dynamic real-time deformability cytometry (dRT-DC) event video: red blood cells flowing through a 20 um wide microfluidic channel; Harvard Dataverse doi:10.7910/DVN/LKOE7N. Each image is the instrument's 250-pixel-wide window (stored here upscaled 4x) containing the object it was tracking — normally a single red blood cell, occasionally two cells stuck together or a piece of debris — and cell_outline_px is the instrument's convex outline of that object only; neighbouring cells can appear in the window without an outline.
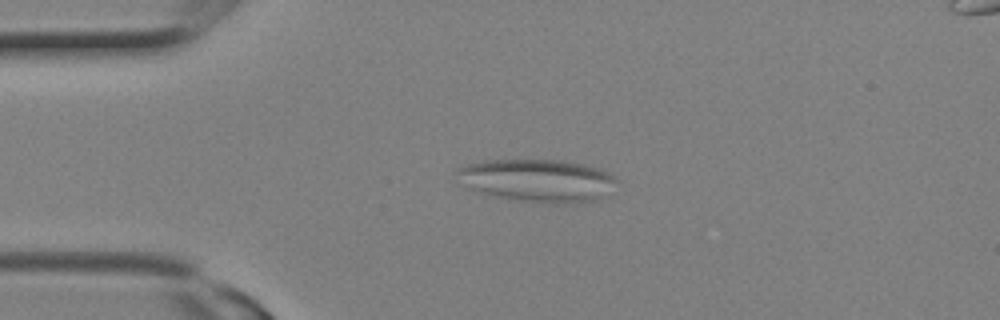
{"species": "Egyptian fruit bat (a non-hibernating species)", "species_latin": "Rousettus aegyptiacus", "temperature_condition": "room temperature", "stored_images_in_passage": 20, "camera_frame_rate_fps": 3000, "um_per_image_px": 0.085, "animal": {"sex": "female"}, "frame": {"image": 1, "passage_image": 1, "time_ms": 0.0, "image_size_px": [1000, 320], "cell_outline_px": [[620, 180], [600, 200], [556, 204], [552, 204], [520, 200], [496, 196], [476, 192], [460, 184], [456, 172], [456, 168], [468, 164], [484, 160], [560, 160], [600, 168], [608, 172]], "centroid_in_image_um": [45.68, 15.34], "position_along_channel_um": 39.3, "area_um2": 40.06}}
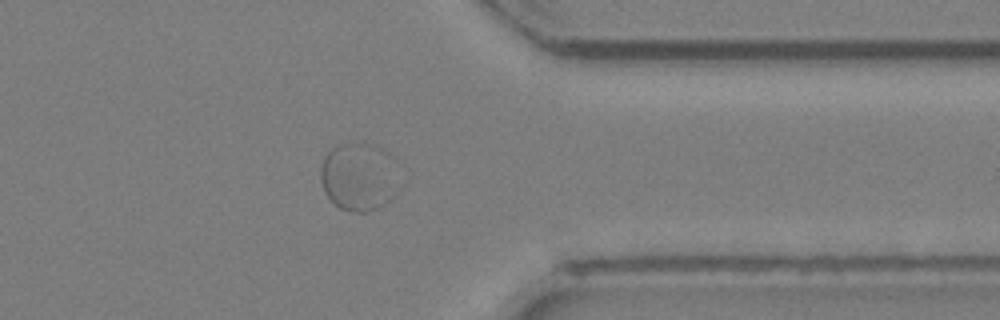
{"frame": {"image": 2, "passage_image": 15, "time_ms": 4.667, "image_size_px": [1000, 320], "cell_outline_px": [[408, 180], [384, 204], [376, 208], [364, 212], [352, 212], [340, 208], [324, 192], [320, 180], [320, 168], [324, 156], [336, 144], [364, 140], [388, 152], [396, 160]], "centroid_in_image_um": [30.62, 14.96], "position_along_channel_um": 380.8, "area_um2": 33.0}}
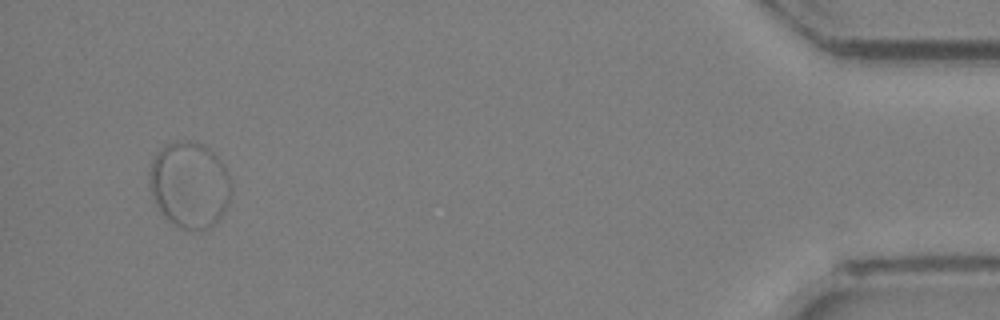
{"frame": {"image": 3, "passage_image": 19, "time_ms": 6.0, "image_size_px": [1000, 320], "cell_outline_px": [[232, 192], [228, 204], [220, 220], [208, 228], [184, 228], [168, 220], [160, 212], [152, 196], [148, 184], [148, 172], [152, 160], [156, 152], [164, 144], [176, 140], [192, 140], [208, 148], [224, 164], [232, 180]], "centroid_in_image_um": [16.11, 15.67], "position_along_channel_um": 419.1, "area_um2": 41.62}}